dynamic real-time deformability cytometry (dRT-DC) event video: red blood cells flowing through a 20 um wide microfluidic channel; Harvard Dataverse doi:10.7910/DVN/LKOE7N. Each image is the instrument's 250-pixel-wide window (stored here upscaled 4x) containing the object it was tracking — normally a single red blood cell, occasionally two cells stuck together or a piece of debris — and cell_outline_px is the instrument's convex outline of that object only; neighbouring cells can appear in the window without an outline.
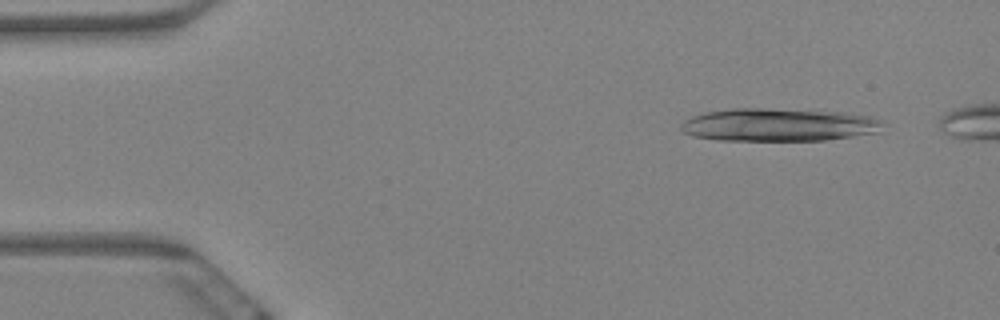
{"species": "Egyptian fruit bat (a non-hibernating species)", "species_latin": "Rousettus aegyptiacus", "temperature_condition": "warm", "stored_images_in_passage": 10, "segment_of_instrument_passage": [1, 2], "camera_frame_rate_fps": 3000, "um_per_image_px": 0.085, "animal": {"sex": "female"}, "frame": {"image": 1, "passage_image": 1, "time_ms": 0.0, "image_size_px": [1000, 320], "cell_outline_px": [[884, 120], [880, 132], [824, 140], [720, 140], [692, 136], [684, 132], [680, 128], [680, 124], [684, 120], [692, 116], [704, 112], [732, 108], [764, 108], [840, 112], [868, 116]], "centroid_in_image_um": [66.16, 10.6], "position_along_channel_um": 18.8, "area_um2": 38.73}}